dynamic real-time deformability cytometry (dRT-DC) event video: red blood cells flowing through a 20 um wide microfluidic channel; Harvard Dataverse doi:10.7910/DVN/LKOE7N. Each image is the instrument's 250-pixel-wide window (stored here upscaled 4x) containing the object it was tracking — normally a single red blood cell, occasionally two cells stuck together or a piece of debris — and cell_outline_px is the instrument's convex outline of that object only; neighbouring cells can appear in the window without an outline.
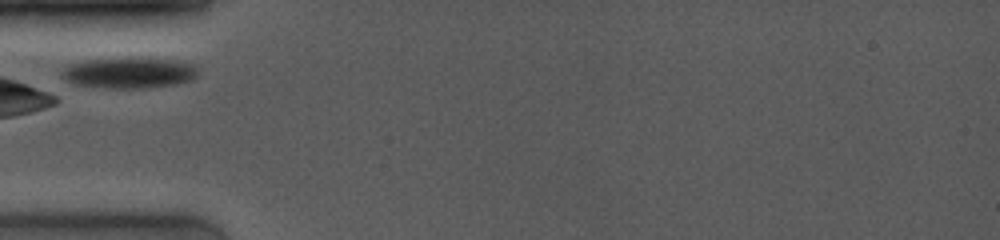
{"species": "common noctule bat (a hibernating species)", "species_latin": "Nyctalus noctula", "temperature_condition": "room temperature", "stored_images_in_passage": 16, "camera_frame_rate_fps": 4000, "um_per_image_px": 0.085, "animal": {"sex": "female", "body_mass_g": 19.0, "forearm_length_mm": 53.3}, "frame": {"image": 1, "passage_image": 1, "time_ms": 0.0, "image_size_px": [1000, 240], "cell_outline_px": [[196, 76], [188, 80], [172, 84], [144, 88], [108, 88], [76, 84], [68, 80], [60, 72], [68, 64], [84, 60], [168, 60], [196, 64]], "centroid_in_image_um": [10.93, 6.22], "position_along_channel_um": 74.1, "area_um2": 23.24}}